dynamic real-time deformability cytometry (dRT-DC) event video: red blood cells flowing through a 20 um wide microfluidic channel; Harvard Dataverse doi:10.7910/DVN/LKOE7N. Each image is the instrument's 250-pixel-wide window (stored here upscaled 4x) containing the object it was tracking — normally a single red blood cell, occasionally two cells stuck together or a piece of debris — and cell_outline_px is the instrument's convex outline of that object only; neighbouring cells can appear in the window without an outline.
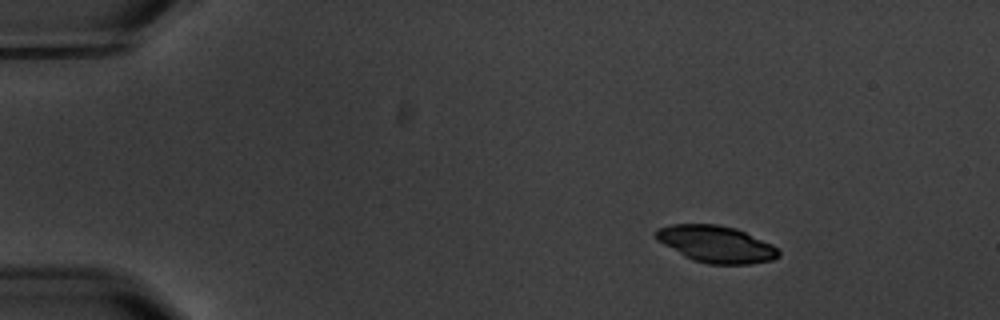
{"species": "common noctule bat (a hibernating species)", "species_latin": "Nyctalus noctula", "temperature_condition": "warm", "stored_images_in_passage": 5, "camera_frame_rate_fps": 3000, "um_per_image_px": 0.085, "animal": {"sex": "male", "body_mass_g": 20.1, "forearm_length_mm": 53.5}, "frame": {"image": 1, "passage_image": 3, "time_ms": 2.333, "image_size_px": [1000, 320], "cell_outline_px": [[780, 256], [772, 260], [752, 264], [708, 264], [692, 260], [684, 256], [656, 240], [652, 232], [656, 228], [672, 224], [716, 224], [736, 228], [772, 244], [780, 252]], "centroid_in_image_um": [60.83, 20.75], "position_along_channel_um": 24.2, "area_um2": 26.53}}
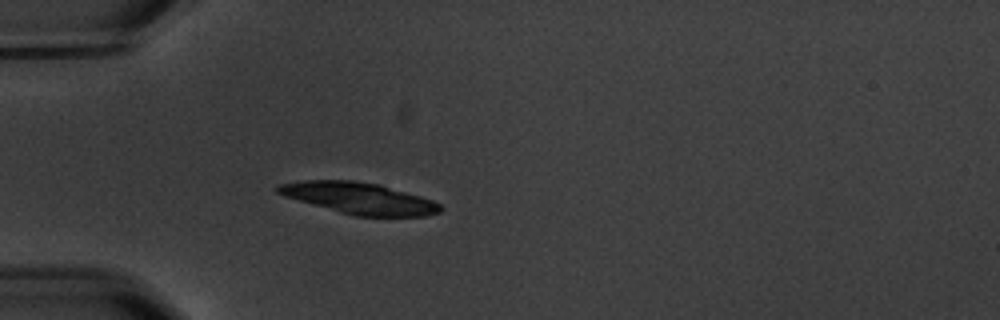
{"frame": {"image": 2, "passage_image": 5, "time_ms": 5.333, "image_size_px": [1000, 320], "cell_outline_px": [[444, 208], [440, 212], [428, 216], [356, 216], [340, 212], [284, 196], [276, 192], [276, 184], [304, 180], [352, 180], [380, 184], [420, 196], [432, 200], [440, 204]], "centroid_in_image_um": [30.54, 16.84], "position_along_channel_um": 54.5, "area_um2": 29.71}}